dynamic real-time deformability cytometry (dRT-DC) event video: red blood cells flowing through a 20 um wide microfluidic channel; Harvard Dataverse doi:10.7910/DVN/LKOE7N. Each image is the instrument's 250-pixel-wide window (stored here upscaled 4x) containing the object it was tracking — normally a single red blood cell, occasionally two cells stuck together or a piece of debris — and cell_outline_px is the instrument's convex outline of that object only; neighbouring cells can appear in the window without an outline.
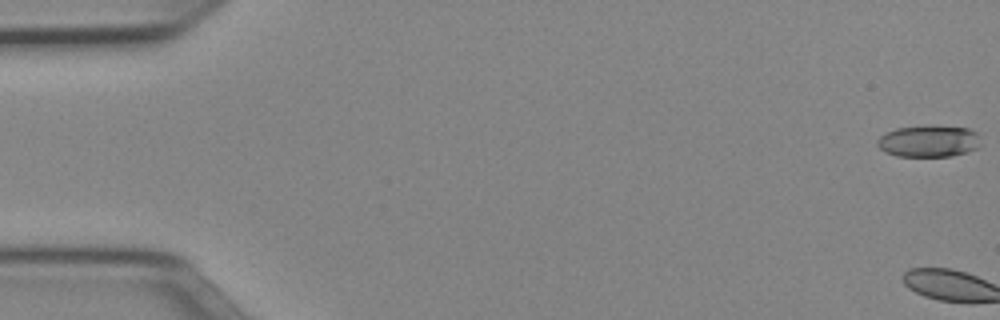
{"species": "Egyptian fruit bat (a non-hibernating species)", "species_latin": "Rousettus aegyptiacus", "temperature_condition": "cold", "stored_images_in_passage": 3, "camera_frame_rate_fps": 3000, "um_per_image_px": 0.085, "animal": {"sex": "female"}, "frame": {"image": 1, "passage_image": 1, "time_ms": 0.0, "image_size_px": [1000, 320], "cell_outline_px": [[980, 144], [976, 148], [968, 152], [952, 156], [896, 156], [884, 152], [876, 144], [876, 140], [880, 136], [896, 128], [968, 128], [976, 132]], "centroid_in_image_um": [78.91, 12.05], "position_along_channel_um": 6.1, "area_um2": 18.38}}